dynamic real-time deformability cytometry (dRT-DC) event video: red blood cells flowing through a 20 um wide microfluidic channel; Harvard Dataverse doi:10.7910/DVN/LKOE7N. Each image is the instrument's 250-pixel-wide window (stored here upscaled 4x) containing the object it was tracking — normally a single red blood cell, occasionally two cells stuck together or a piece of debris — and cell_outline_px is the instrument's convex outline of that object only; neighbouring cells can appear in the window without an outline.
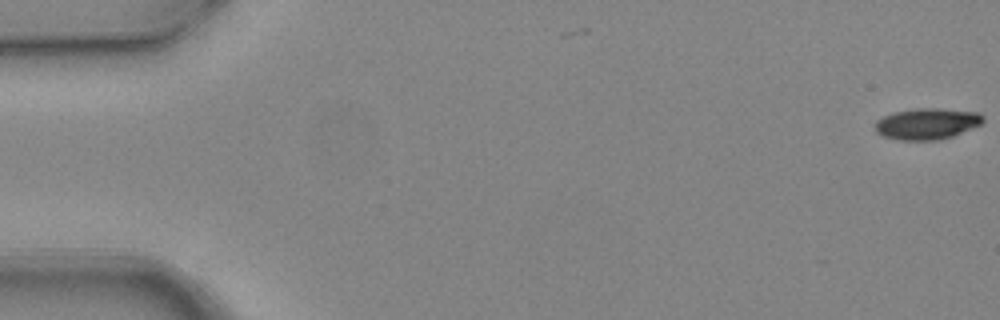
{"species": "common noctule bat (a hibernating species)", "species_latin": "Nyctalus noctula", "temperature_condition": "warm", "stored_images_in_passage": 8, "camera_frame_rate_fps": 3000, "um_per_image_px": 0.085, "animal": {"sex": "female", "body_mass_g": 24.6, "forearm_length_mm": 56.2}, "frame": {"image": 1, "passage_image": 1, "time_ms": 0.0, "image_size_px": [1000, 320], "cell_outline_px": [[984, 120], [980, 124], [952, 136], [940, 140], [896, 140], [884, 136], [876, 132], [876, 120], [892, 112], [916, 108], [940, 108], [976, 112], [984, 116]], "centroid_in_image_um": [78.77, 10.51], "position_along_channel_um": 6.2, "area_um2": 19.59}}
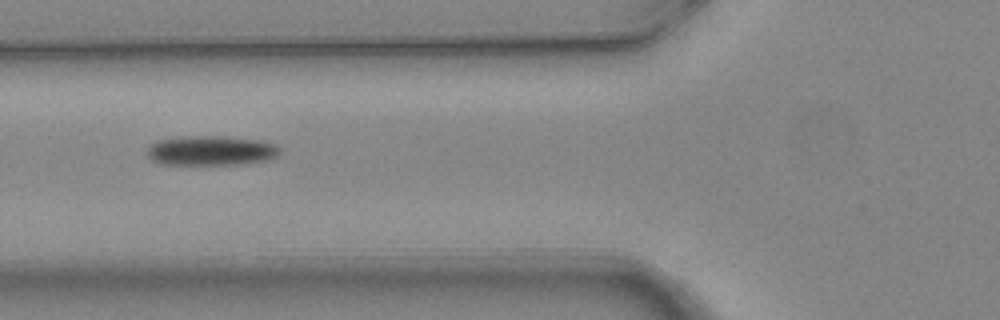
{"frame": {"image": 2, "passage_image": 6, "time_ms": 1.667, "image_size_px": [1000, 320], "cell_outline_px": [[280, 152], [276, 156], [268, 160], [244, 164], [160, 164], [152, 160], [148, 156], [148, 148], [156, 140], [184, 136], [220, 136], [264, 140], [276, 144], [280, 148]], "centroid_in_image_um": [17.97, 12.79], "position_along_channel_um": 107.8, "area_um2": 23.12}}
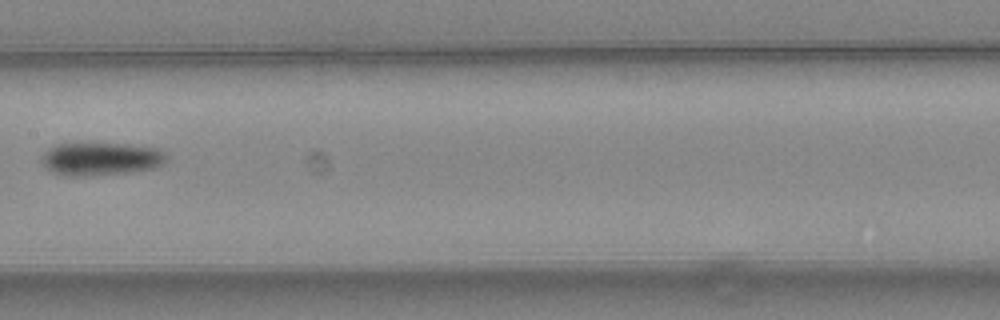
{"frame": {"image": 3, "passage_image": 8, "time_ms": 2.333, "image_size_px": [1000, 320], "cell_outline_px": [[168, 160], [164, 164], [152, 168], [128, 172], [84, 176], [64, 176], [52, 172], [44, 164], [44, 152], [48, 148], [56, 144], [124, 144], [160, 148], [168, 156]], "centroid_in_image_um": [8.63, 13.5], "position_along_channel_um": 198.8, "area_um2": 23.81}}